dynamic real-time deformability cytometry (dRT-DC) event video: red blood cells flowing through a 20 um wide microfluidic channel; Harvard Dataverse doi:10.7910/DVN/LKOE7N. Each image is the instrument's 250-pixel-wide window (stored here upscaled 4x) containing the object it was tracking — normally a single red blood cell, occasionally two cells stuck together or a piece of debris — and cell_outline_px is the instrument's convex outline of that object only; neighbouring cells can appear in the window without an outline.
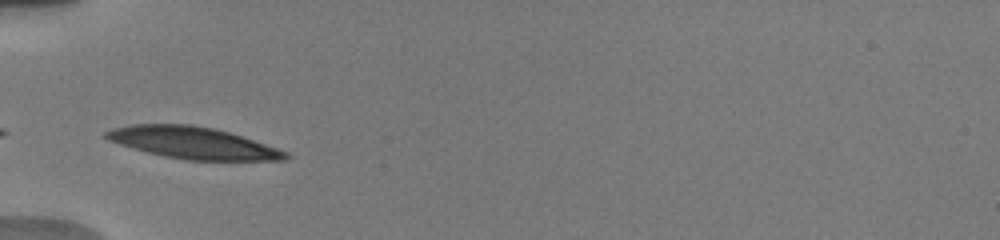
{"species": "human", "species_latin": "Homo sapiens", "temperature_condition": "warm", "stored_images_in_passage": 30, "camera_frame_rate_fps": 3000, "um_per_image_px": 0.085, "donor": {"sex": "male"}, "frame": {"image": 1, "passage_image": 1, "time_ms": 0.0, "image_size_px": [1000, 240], "cell_outline_px": [[292, 156], [288, 160], [188, 160], [164, 156], [132, 148], [108, 140], [104, 136], [104, 132], [112, 128], [132, 124], [188, 124], [212, 128], [228, 132], [288, 152]], "centroid_in_image_um": [16.37, 12.14], "position_along_channel_um": 68.6, "area_um2": 32.89}}
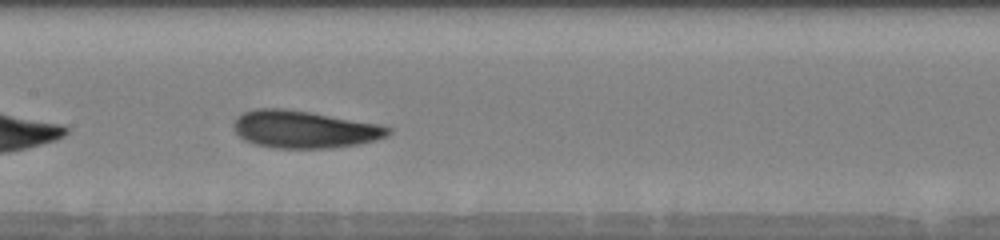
{"frame": {"image": 2, "passage_image": 9, "time_ms": 3.0, "image_size_px": [1000, 240], "cell_outline_px": [[392, 132], [388, 136], [376, 140], [360, 144], [332, 148], [276, 148], [256, 144], [244, 140], [236, 132], [232, 124], [236, 116], [244, 112], [256, 108], [284, 108], [380, 124], [392, 128]], "centroid_in_image_um": [25.87, 10.99], "position_along_channel_um": 181.5, "area_um2": 33.81}}
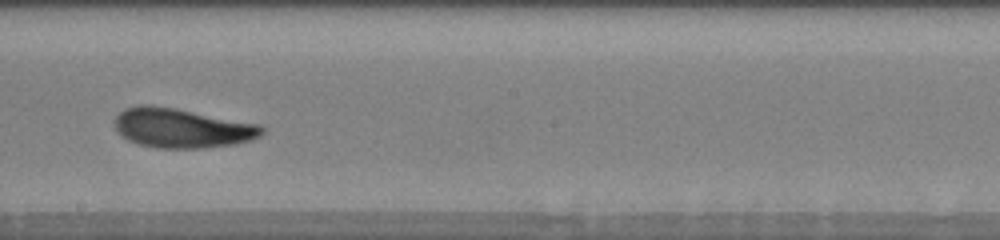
{"frame": {"image": 3, "passage_image": 14, "time_ms": 4.333, "image_size_px": [1000, 240], "cell_outline_px": [[264, 132], [260, 136], [236, 144], [204, 148], [160, 148], [140, 144], [128, 140], [116, 128], [116, 116], [124, 108], [140, 104], [152, 104], [176, 108], [260, 124], [264, 128]], "centroid_in_image_um": [15.48, 10.87], "position_along_channel_um": 232.7, "area_um2": 33.81}, "authors_computed_cell_mechanics": {"area_um2": 32.8015, "velocity_mm_per_s": 3.8544, "shape_relaxation_time_tau1_ms": 2.8429, "shape_relaxation_time_tau2_ms": 1.6656, "deformation_change_tau1": 0.1344, "deformation_change_tau2": 0.0782}}